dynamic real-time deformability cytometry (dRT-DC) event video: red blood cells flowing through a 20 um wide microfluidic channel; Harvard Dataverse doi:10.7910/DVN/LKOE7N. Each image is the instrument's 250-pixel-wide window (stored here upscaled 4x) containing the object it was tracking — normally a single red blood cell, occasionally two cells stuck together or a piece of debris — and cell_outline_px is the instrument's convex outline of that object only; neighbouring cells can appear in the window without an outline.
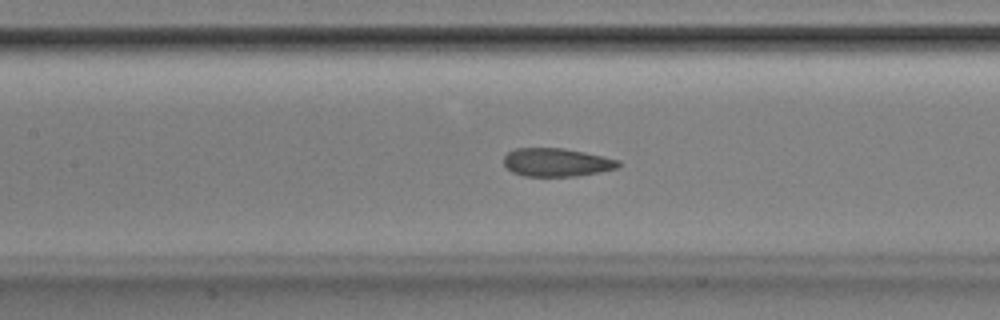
{"species": "Egyptian fruit bat (a non-hibernating species)", "species_latin": "Rousettus aegyptiacus", "temperature_condition": "room temperature", "stored_images_in_passage": 41, "camera_frame_rate_fps": 3000, "um_per_image_px": 0.085, "animal": {"sex": "male"}, "frame": {"image": 1, "passage_image": 12, "time_ms": 3.667, "image_size_px": [1000, 320], "cell_outline_px": [[620, 164], [616, 168], [576, 176], [524, 176], [512, 172], [504, 164], [504, 156], [508, 152], [516, 148], [564, 148], [604, 156], [620, 160]], "centroid_in_image_um": [47.29, 13.79], "position_along_channel_um": 160.1, "area_um2": 18.79}}
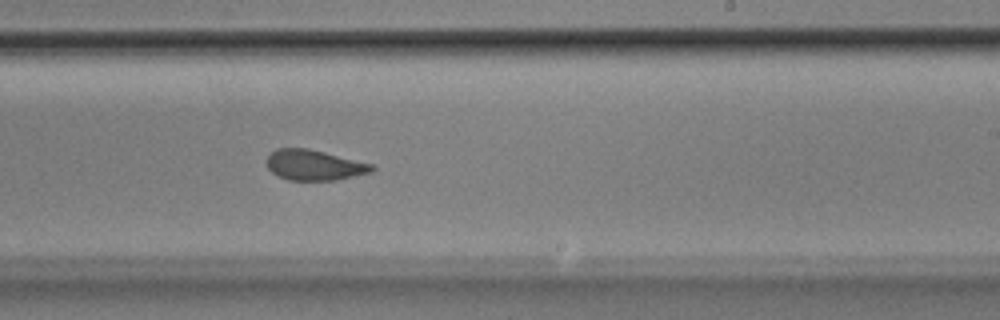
{"frame": {"image": 2, "passage_image": 20, "time_ms": 6.333, "image_size_px": [1000, 320], "cell_outline_px": [[376, 168], [372, 172], [336, 180], [288, 180], [272, 172], [268, 168], [268, 156], [276, 148], [308, 148], [372, 164]], "centroid_in_image_um": [26.72, 14.03], "position_along_channel_um": 262.3, "area_um2": 18.44}}
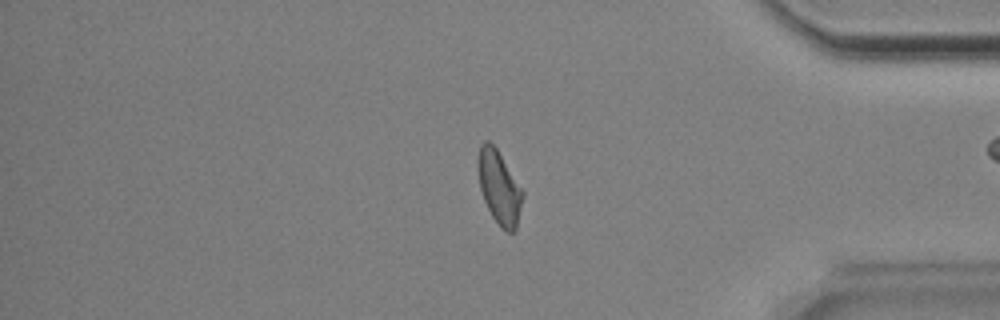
{"frame": {"image": 3, "passage_image": 32, "time_ms": 10.333, "image_size_px": [1000, 320], "cell_outline_px": [[524, 196], [516, 228], [512, 232], [508, 232], [492, 216], [484, 200], [480, 188], [476, 164], [480, 144], [484, 140], [488, 140], [496, 148], [524, 192]], "centroid_in_image_um": [42.41, 15.88], "position_along_channel_um": 392.8, "area_um2": 18.9}, "authors_computed_cell_mechanics": {"area_um2": 19.3052, "velocity_mm_per_s": 3.8507, "shape_relaxation_time_tau1_ms": null, "shape_relaxation_time_tau2_ms": 1.7857, "deformation_change_tau1": null, "deformation_change_tau2": 0.0587}}